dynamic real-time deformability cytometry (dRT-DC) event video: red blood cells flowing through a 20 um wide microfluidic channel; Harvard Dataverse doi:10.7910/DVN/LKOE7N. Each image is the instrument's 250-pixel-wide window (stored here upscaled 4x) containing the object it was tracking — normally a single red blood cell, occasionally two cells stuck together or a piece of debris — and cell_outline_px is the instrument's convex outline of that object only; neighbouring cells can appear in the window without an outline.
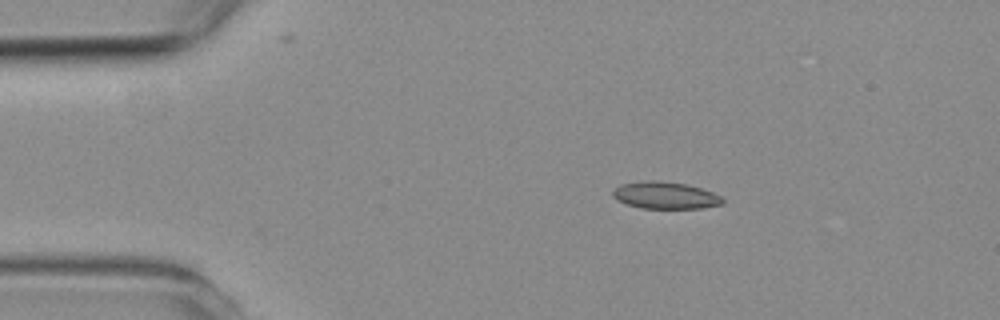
{"species": "common noctule bat (a hibernating species)", "species_latin": "Nyctalus noctula", "temperature_condition": "room temperature", "stored_images_in_passage": 2, "camera_frame_rate_fps": 3000, "um_per_image_px": 0.085, "animal": {"sex": "female", "body_mass_g": 19.3, "forearm_length_mm": 54.1}, "frame": {"image": 1, "passage_image": 1, "time_ms": 0.0, "image_size_px": [1000, 320], "cell_outline_px": [[724, 204], [704, 208], [640, 208], [616, 200], [612, 196], [612, 192], [620, 184], [648, 180], [656, 180], [688, 184], [712, 192], [720, 196], [724, 200]], "centroid_in_image_um": [56.55, 16.6], "position_along_channel_um": 28.4, "area_um2": 17.34}}